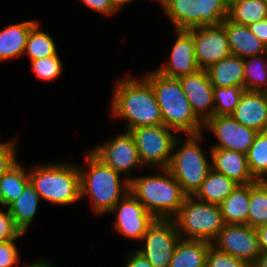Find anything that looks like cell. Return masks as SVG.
<instances>
[{"label": "cell", "instance_id": "cell-33", "mask_svg": "<svg viewBox=\"0 0 267 267\" xmlns=\"http://www.w3.org/2000/svg\"><path fill=\"white\" fill-rule=\"evenodd\" d=\"M246 90L241 85L214 87V116L231 115Z\"/></svg>", "mask_w": 267, "mask_h": 267}, {"label": "cell", "instance_id": "cell-40", "mask_svg": "<svg viewBox=\"0 0 267 267\" xmlns=\"http://www.w3.org/2000/svg\"><path fill=\"white\" fill-rule=\"evenodd\" d=\"M124 267H153V265L140 252L135 250L128 254Z\"/></svg>", "mask_w": 267, "mask_h": 267}, {"label": "cell", "instance_id": "cell-4", "mask_svg": "<svg viewBox=\"0 0 267 267\" xmlns=\"http://www.w3.org/2000/svg\"><path fill=\"white\" fill-rule=\"evenodd\" d=\"M158 172L133 176L129 192L155 219H173L187 195L168 169Z\"/></svg>", "mask_w": 267, "mask_h": 267}, {"label": "cell", "instance_id": "cell-5", "mask_svg": "<svg viewBox=\"0 0 267 267\" xmlns=\"http://www.w3.org/2000/svg\"><path fill=\"white\" fill-rule=\"evenodd\" d=\"M28 176L43 201L58 206L81 201L78 165L73 162L37 164L31 167Z\"/></svg>", "mask_w": 267, "mask_h": 267}, {"label": "cell", "instance_id": "cell-25", "mask_svg": "<svg viewBox=\"0 0 267 267\" xmlns=\"http://www.w3.org/2000/svg\"><path fill=\"white\" fill-rule=\"evenodd\" d=\"M250 184L237 185L219 205L225 224H248Z\"/></svg>", "mask_w": 267, "mask_h": 267}, {"label": "cell", "instance_id": "cell-39", "mask_svg": "<svg viewBox=\"0 0 267 267\" xmlns=\"http://www.w3.org/2000/svg\"><path fill=\"white\" fill-rule=\"evenodd\" d=\"M83 5L103 16H112L119 11L111 0H80Z\"/></svg>", "mask_w": 267, "mask_h": 267}, {"label": "cell", "instance_id": "cell-6", "mask_svg": "<svg viewBox=\"0 0 267 267\" xmlns=\"http://www.w3.org/2000/svg\"><path fill=\"white\" fill-rule=\"evenodd\" d=\"M204 135V133L186 135V139L177 137L174 141L168 170L187 196L196 193L212 169L211 151L209 150L208 157L199 145Z\"/></svg>", "mask_w": 267, "mask_h": 267}, {"label": "cell", "instance_id": "cell-42", "mask_svg": "<svg viewBox=\"0 0 267 267\" xmlns=\"http://www.w3.org/2000/svg\"><path fill=\"white\" fill-rule=\"evenodd\" d=\"M261 253H267V225L256 228Z\"/></svg>", "mask_w": 267, "mask_h": 267}, {"label": "cell", "instance_id": "cell-7", "mask_svg": "<svg viewBox=\"0 0 267 267\" xmlns=\"http://www.w3.org/2000/svg\"><path fill=\"white\" fill-rule=\"evenodd\" d=\"M182 239L212 242L225 223L218 204L186 196L178 214L173 218Z\"/></svg>", "mask_w": 267, "mask_h": 267}, {"label": "cell", "instance_id": "cell-36", "mask_svg": "<svg viewBox=\"0 0 267 267\" xmlns=\"http://www.w3.org/2000/svg\"><path fill=\"white\" fill-rule=\"evenodd\" d=\"M23 236V233L16 239L0 242V267H16L20 260V252L15 242ZM19 267V265L17 266Z\"/></svg>", "mask_w": 267, "mask_h": 267}, {"label": "cell", "instance_id": "cell-34", "mask_svg": "<svg viewBox=\"0 0 267 267\" xmlns=\"http://www.w3.org/2000/svg\"><path fill=\"white\" fill-rule=\"evenodd\" d=\"M31 62L33 73L37 79L49 82L62 75L63 64L59 54L40 58Z\"/></svg>", "mask_w": 267, "mask_h": 267}, {"label": "cell", "instance_id": "cell-20", "mask_svg": "<svg viewBox=\"0 0 267 267\" xmlns=\"http://www.w3.org/2000/svg\"><path fill=\"white\" fill-rule=\"evenodd\" d=\"M221 25L225 28L231 55L246 59L267 53V46L247 26L236 24L228 18Z\"/></svg>", "mask_w": 267, "mask_h": 267}, {"label": "cell", "instance_id": "cell-37", "mask_svg": "<svg viewBox=\"0 0 267 267\" xmlns=\"http://www.w3.org/2000/svg\"><path fill=\"white\" fill-rule=\"evenodd\" d=\"M22 233L15 226L13 218L8 211L0 210V242L18 238Z\"/></svg>", "mask_w": 267, "mask_h": 267}, {"label": "cell", "instance_id": "cell-22", "mask_svg": "<svg viewBox=\"0 0 267 267\" xmlns=\"http://www.w3.org/2000/svg\"><path fill=\"white\" fill-rule=\"evenodd\" d=\"M213 87H231L241 85L244 87V59L229 55L211 65L208 69Z\"/></svg>", "mask_w": 267, "mask_h": 267}, {"label": "cell", "instance_id": "cell-46", "mask_svg": "<svg viewBox=\"0 0 267 267\" xmlns=\"http://www.w3.org/2000/svg\"><path fill=\"white\" fill-rule=\"evenodd\" d=\"M156 1L159 2V4L162 6L161 8L164 9L171 0H156Z\"/></svg>", "mask_w": 267, "mask_h": 267}, {"label": "cell", "instance_id": "cell-28", "mask_svg": "<svg viewBox=\"0 0 267 267\" xmlns=\"http://www.w3.org/2000/svg\"><path fill=\"white\" fill-rule=\"evenodd\" d=\"M267 18V3L264 0H229L228 19L248 26Z\"/></svg>", "mask_w": 267, "mask_h": 267}, {"label": "cell", "instance_id": "cell-10", "mask_svg": "<svg viewBox=\"0 0 267 267\" xmlns=\"http://www.w3.org/2000/svg\"><path fill=\"white\" fill-rule=\"evenodd\" d=\"M180 235L173 219H155L143 235L141 248L136 249L153 265L169 267Z\"/></svg>", "mask_w": 267, "mask_h": 267}, {"label": "cell", "instance_id": "cell-45", "mask_svg": "<svg viewBox=\"0 0 267 267\" xmlns=\"http://www.w3.org/2000/svg\"><path fill=\"white\" fill-rule=\"evenodd\" d=\"M111 1L115 5V7L120 11V9H123L124 5L130 4L135 0H111Z\"/></svg>", "mask_w": 267, "mask_h": 267}, {"label": "cell", "instance_id": "cell-12", "mask_svg": "<svg viewBox=\"0 0 267 267\" xmlns=\"http://www.w3.org/2000/svg\"><path fill=\"white\" fill-rule=\"evenodd\" d=\"M211 243L214 248L242 260L248 266L262 254L256 228L248 224H225Z\"/></svg>", "mask_w": 267, "mask_h": 267}, {"label": "cell", "instance_id": "cell-14", "mask_svg": "<svg viewBox=\"0 0 267 267\" xmlns=\"http://www.w3.org/2000/svg\"><path fill=\"white\" fill-rule=\"evenodd\" d=\"M115 213L114 230L124 238L141 241L155 218L128 192L109 212Z\"/></svg>", "mask_w": 267, "mask_h": 267}, {"label": "cell", "instance_id": "cell-47", "mask_svg": "<svg viewBox=\"0 0 267 267\" xmlns=\"http://www.w3.org/2000/svg\"><path fill=\"white\" fill-rule=\"evenodd\" d=\"M11 140L12 139H10V141L4 142V143L3 142L2 143L0 142V150L1 149H4L11 142Z\"/></svg>", "mask_w": 267, "mask_h": 267}, {"label": "cell", "instance_id": "cell-21", "mask_svg": "<svg viewBox=\"0 0 267 267\" xmlns=\"http://www.w3.org/2000/svg\"><path fill=\"white\" fill-rule=\"evenodd\" d=\"M38 23L36 20H26L9 24L0 30V62L24 56L27 38L31 29Z\"/></svg>", "mask_w": 267, "mask_h": 267}, {"label": "cell", "instance_id": "cell-18", "mask_svg": "<svg viewBox=\"0 0 267 267\" xmlns=\"http://www.w3.org/2000/svg\"><path fill=\"white\" fill-rule=\"evenodd\" d=\"M231 116L257 132L267 131V93L245 91Z\"/></svg>", "mask_w": 267, "mask_h": 267}, {"label": "cell", "instance_id": "cell-13", "mask_svg": "<svg viewBox=\"0 0 267 267\" xmlns=\"http://www.w3.org/2000/svg\"><path fill=\"white\" fill-rule=\"evenodd\" d=\"M203 129H208L218 143L210 148L227 149L247 154L254 142L257 131L246 127L236 121L231 115H218L208 119L203 124Z\"/></svg>", "mask_w": 267, "mask_h": 267}, {"label": "cell", "instance_id": "cell-29", "mask_svg": "<svg viewBox=\"0 0 267 267\" xmlns=\"http://www.w3.org/2000/svg\"><path fill=\"white\" fill-rule=\"evenodd\" d=\"M244 89L267 91V53L244 59Z\"/></svg>", "mask_w": 267, "mask_h": 267}, {"label": "cell", "instance_id": "cell-44", "mask_svg": "<svg viewBox=\"0 0 267 267\" xmlns=\"http://www.w3.org/2000/svg\"><path fill=\"white\" fill-rule=\"evenodd\" d=\"M26 267H56L53 263L50 262V260H39L38 262H35L33 264H30Z\"/></svg>", "mask_w": 267, "mask_h": 267}, {"label": "cell", "instance_id": "cell-31", "mask_svg": "<svg viewBox=\"0 0 267 267\" xmlns=\"http://www.w3.org/2000/svg\"><path fill=\"white\" fill-rule=\"evenodd\" d=\"M248 225L252 228L267 225V181L250 183Z\"/></svg>", "mask_w": 267, "mask_h": 267}, {"label": "cell", "instance_id": "cell-35", "mask_svg": "<svg viewBox=\"0 0 267 267\" xmlns=\"http://www.w3.org/2000/svg\"><path fill=\"white\" fill-rule=\"evenodd\" d=\"M205 267H248V265L211 245L206 257Z\"/></svg>", "mask_w": 267, "mask_h": 267}, {"label": "cell", "instance_id": "cell-38", "mask_svg": "<svg viewBox=\"0 0 267 267\" xmlns=\"http://www.w3.org/2000/svg\"><path fill=\"white\" fill-rule=\"evenodd\" d=\"M16 145L18 144L13 139L4 149L0 150V177L18 162Z\"/></svg>", "mask_w": 267, "mask_h": 267}, {"label": "cell", "instance_id": "cell-26", "mask_svg": "<svg viewBox=\"0 0 267 267\" xmlns=\"http://www.w3.org/2000/svg\"><path fill=\"white\" fill-rule=\"evenodd\" d=\"M237 185L224 174L211 169L193 196L198 200L220 205Z\"/></svg>", "mask_w": 267, "mask_h": 267}, {"label": "cell", "instance_id": "cell-19", "mask_svg": "<svg viewBox=\"0 0 267 267\" xmlns=\"http://www.w3.org/2000/svg\"><path fill=\"white\" fill-rule=\"evenodd\" d=\"M209 149L211 151V165L214 171L224 174L238 185L256 182L249 171L245 153L220 148Z\"/></svg>", "mask_w": 267, "mask_h": 267}, {"label": "cell", "instance_id": "cell-27", "mask_svg": "<svg viewBox=\"0 0 267 267\" xmlns=\"http://www.w3.org/2000/svg\"><path fill=\"white\" fill-rule=\"evenodd\" d=\"M29 183L27 169L17 162L0 177V205L7 208Z\"/></svg>", "mask_w": 267, "mask_h": 267}, {"label": "cell", "instance_id": "cell-43", "mask_svg": "<svg viewBox=\"0 0 267 267\" xmlns=\"http://www.w3.org/2000/svg\"><path fill=\"white\" fill-rule=\"evenodd\" d=\"M252 267H267V253H262L259 258L251 265Z\"/></svg>", "mask_w": 267, "mask_h": 267}, {"label": "cell", "instance_id": "cell-15", "mask_svg": "<svg viewBox=\"0 0 267 267\" xmlns=\"http://www.w3.org/2000/svg\"><path fill=\"white\" fill-rule=\"evenodd\" d=\"M195 43V57L200 69L206 70L219 60L231 55L225 28L200 27L188 30Z\"/></svg>", "mask_w": 267, "mask_h": 267}, {"label": "cell", "instance_id": "cell-11", "mask_svg": "<svg viewBox=\"0 0 267 267\" xmlns=\"http://www.w3.org/2000/svg\"><path fill=\"white\" fill-rule=\"evenodd\" d=\"M100 161L116 172L123 175V179L130 181L133 169L142 165L135 139L130 131H121V134L111 137L108 141L90 150ZM125 176V177H124Z\"/></svg>", "mask_w": 267, "mask_h": 267}, {"label": "cell", "instance_id": "cell-41", "mask_svg": "<svg viewBox=\"0 0 267 267\" xmlns=\"http://www.w3.org/2000/svg\"><path fill=\"white\" fill-rule=\"evenodd\" d=\"M247 27L267 46V18L251 23Z\"/></svg>", "mask_w": 267, "mask_h": 267}, {"label": "cell", "instance_id": "cell-3", "mask_svg": "<svg viewBox=\"0 0 267 267\" xmlns=\"http://www.w3.org/2000/svg\"><path fill=\"white\" fill-rule=\"evenodd\" d=\"M144 77L153 88L163 124L167 128L186 135L204 132V123L194 114L178 78L166 77L155 69L145 74Z\"/></svg>", "mask_w": 267, "mask_h": 267}, {"label": "cell", "instance_id": "cell-16", "mask_svg": "<svg viewBox=\"0 0 267 267\" xmlns=\"http://www.w3.org/2000/svg\"><path fill=\"white\" fill-rule=\"evenodd\" d=\"M176 41L168 60L156 69L159 73L170 78L191 75L200 70L195 57V43L188 30H174Z\"/></svg>", "mask_w": 267, "mask_h": 267}, {"label": "cell", "instance_id": "cell-2", "mask_svg": "<svg viewBox=\"0 0 267 267\" xmlns=\"http://www.w3.org/2000/svg\"><path fill=\"white\" fill-rule=\"evenodd\" d=\"M85 157V164H78L81 200L90 199L94 215H107L129 192L130 181L123 180L120 173L100 161L90 150Z\"/></svg>", "mask_w": 267, "mask_h": 267}, {"label": "cell", "instance_id": "cell-17", "mask_svg": "<svg viewBox=\"0 0 267 267\" xmlns=\"http://www.w3.org/2000/svg\"><path fill=\"white\" fill-rule=\"evenodd\" d=\"M178 79L194 114L203 123L212 118L214 116V87L208 72L200 69L194 74L184 75Z\"/></svg>", "mask_w": 267, "mask_h": 267}, {"label": "cell", "instance_id": "cell-8", "mask_svg": "<svg viewBox=\"0 0 267 267\" xmlns=\"http://www.w3.org/2000/svg\"><path fill=\"white\" fill-rule=\"evenodd\" d=\"M228 7L229 0H171L163 12L174 30H190L219 26L228 18Z\"/></svg>", "mask_w": 267, "mask_h": 267}, {"label": "cell", "instance_id": "cell-30", "mask_svg": "<svg viewBox=\"0 0 267 267\" xmlns=\"http://www.w3.org/2000/svg\"><path fill=\"white\" fill-rule=\"evenodd\" d=\"M57 50L56 43L51 35L42 30L40 22H38L29 33L24 55L28 56L30 61H34L56 55Z\"/></svg>", "mask_w": 267, "mask_h": 267}, {"label": "cell", "instance_id": "cell-23", "mask_svg": "<svg viewBox=\"0 0 267 267\" xmlns=\"http://www.w3.org/2000/svg\"><path fill=\"white\" fill-rule=\"evenodd\" d=\"M212 243L204 240L182 239L177 242L169 267H205Z\"/></svg>", "mask_w": 267, "mask_h": 267}, {"label": "cell", "instance_id": "cell-32", "mask_svg": "<svg viewBox=\"0 0 267 267\" xmlns=\"http://www.w3.org/2000/svg\"><path fill=\"white\" fill-rule=\"evenodd\" d=\"M246 155L253 178L256 181H267V131L257 133Z\"/></svg>", "mask_w": 267, "mask_h": 267}, {"label": "cell", "instance_id": "cell-9", "mask_svg": "<svg viewBox=\"0 0 267 267\" xmlns=\"http://www.w3.org/2000/svg\"><path fill=\"white\" fill-rule=\"evenodd\" d=\"M135 139L142 165L151 170L168 169L176 132L164 124L138 127L130 130Z\"/></svg>", "mask_w": 267, "mask_h": 267}, {"label": "cell", "instance_id": "cell-24", "mask_svg": "<svg viewBox=\"0 0 267 267\" xmlns=\"http://www.w3.org/2000/svg\"><path fill=\"white\" fill-rule=\"evenodd\" d=\"M40 200V195L29 183L22 194L7 207L21 233L24 234L35 219Z\"/></svg>", "mask_w": 267, "mask_h": 267}, {"label": "cell", "instance_id": "cell-1", "mask_svg": "<svg viewBox=\"0 0 267 267\" xmlns=\"http://www.w3.org/2000/svg\"><path fill=\"white\" fill-rule=\"evenodd\" d=\"M116 83L110 102V117L124 118L125 131L163 124L153 88L144 76L137 79L128 74Z\"/></svg>", "mask_w": 267, "mask_h": 267}]
</instances>
